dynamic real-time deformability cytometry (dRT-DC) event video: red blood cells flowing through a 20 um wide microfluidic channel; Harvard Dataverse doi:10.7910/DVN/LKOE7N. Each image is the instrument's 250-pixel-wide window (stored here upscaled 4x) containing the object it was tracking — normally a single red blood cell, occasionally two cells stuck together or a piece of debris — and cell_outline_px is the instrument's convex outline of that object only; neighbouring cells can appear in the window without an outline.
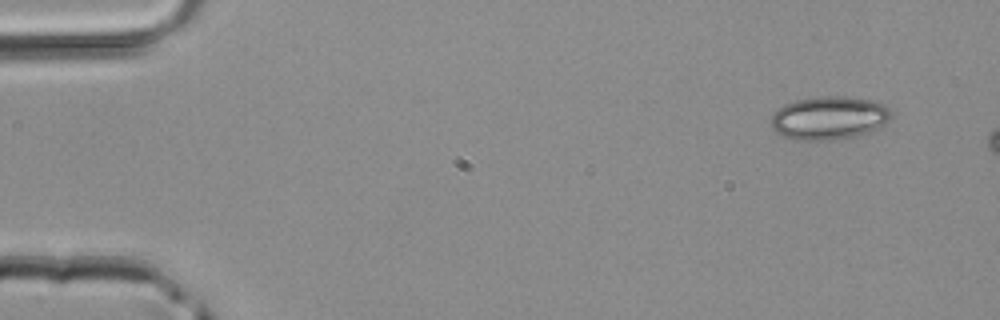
{"species": "common noctule bat (a hibernating species)", "species_latin": "Nyctalus noctula", "temperature_condition": "room temperature", "stored_images_in_passage": 3, "camera_frame_rate_fps": 3000, "um_per_image_px": 0.085, "animal": {"sex": "male", "body_mass_g": 20.4}, "frame": {"image": 1, "passage_image": 1, "time_ms": 0.0, "image_size_px": [1000, 320], "cell_outline_px": [[892, 116], [884, 124], [868, 132], [856, 136], [836, 140], [796, 140], [784, 136], [776, 132], [772, 128], [772, 116], [776, 108], [784, 104], [796, 100], [824, 96], [836, 96], [872, 100], [884, 104], [892, 112]], "centroid_in_image_um": [70.46, 10.03], "position_along_channel_um": 14.5, "area_um2": 30.29}}